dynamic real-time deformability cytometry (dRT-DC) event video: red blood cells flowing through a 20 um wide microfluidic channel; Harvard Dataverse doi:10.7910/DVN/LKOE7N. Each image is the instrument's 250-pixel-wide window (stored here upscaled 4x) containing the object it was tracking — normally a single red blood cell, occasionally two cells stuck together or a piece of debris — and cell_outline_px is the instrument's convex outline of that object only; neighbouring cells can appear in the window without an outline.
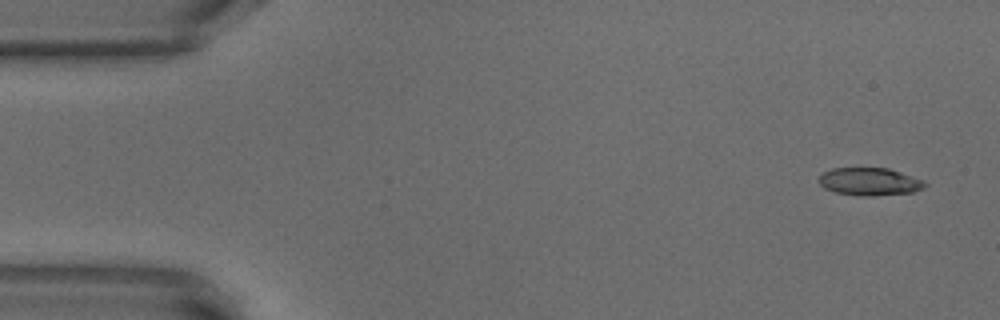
{"species": "common noctule bat (a hibernating species)", "species_latin": "Nyctalus noctula", "temperature_condition": "warm", "stored_images_in_passage": 50, "camera_frame_rate_fps": 3000, "um_per_image_px": 0.085, "animal": {"sex": "male", "body_mass_g": 18.8}, "frame": {"image": 1, "passage_image": 1, "time_ms": 0.0, "image_size_px": [1000, 320], "cell_outline_px": [[928, 184], [924, 188], [912, 192], [872, 196], [860, 196], [836, 192], [824, 188], [816, 180], [824, 172], [832, 168], [888, 168], [924, 180]], "centroid_in_image_um": [73.91, 15.44], "position_along_channel_um": 11.1, "area_um2": 17.17}}
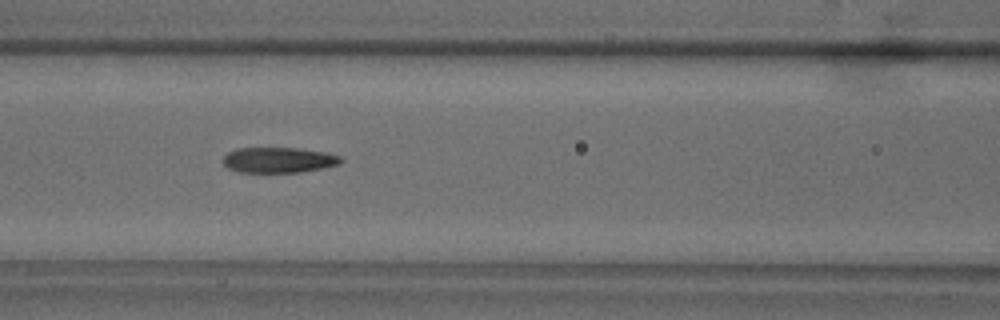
{"frame": {"image": 2, "passage_image": 20, "time_ms": 6.333, "image_size_px": [1000, 320], "cell_outline_px": [[344, 160], [340, 164], [324, 168], [300, 172], [240, 172], [228, 168], [220, 160], [228, 152], [236, 148], [300, 148], [328, 152], [340, 156]], "centroid_in_image_um": [23.71, 13.59], "position_along_channel_um": 142.9, "area_um2": 17.74}}
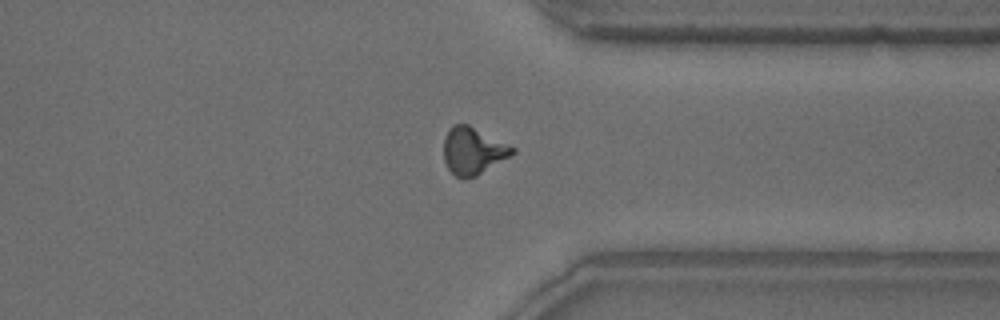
{"frame": {"image": 3, "passage_image": 38, "time_ms": 12.333, "image_size_px": [1000, 320], "cell_outline_px": [[516, 152], [512, 156], [476, 176], [464, 180], [456, 176], [448, 168], [444, 160], [444, 140], [448, 128], [452, 124], [468, 124], [516, 148]], "centroid_in_image_um": [40.22, 12.83], "position_along_channel_um": 371.2, "area_um2": 19.02}, "authors_computed_cell_mechanics": {"area_um2": 17.9758, "velocity_mm_per_s": 3.8512, "shape_relaxation_time_tau1_ms": 6.3927, "shape_relaxation_time_tau2_ms": 2.0925, "deformation_change_tau1": 0.212, "deformation_change_tau2": 0.104}}